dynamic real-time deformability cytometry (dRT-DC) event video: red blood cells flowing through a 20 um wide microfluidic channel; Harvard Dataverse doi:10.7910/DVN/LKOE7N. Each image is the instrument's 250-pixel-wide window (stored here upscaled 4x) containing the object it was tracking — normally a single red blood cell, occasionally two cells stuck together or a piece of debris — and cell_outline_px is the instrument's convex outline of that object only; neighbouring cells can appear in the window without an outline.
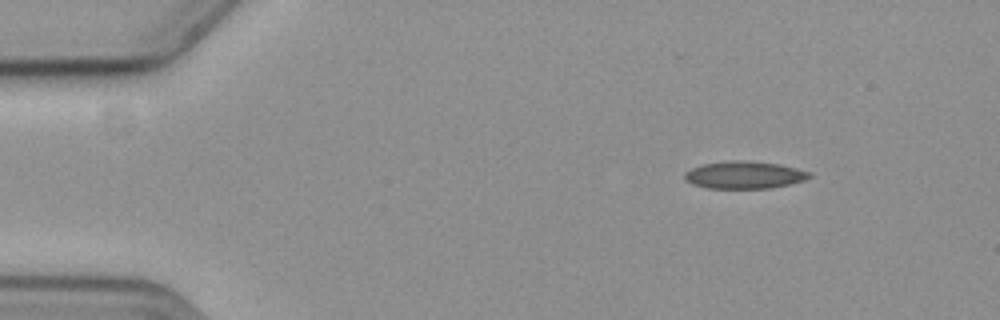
{"species": "common noctule bat (a hibernating species)", "species_latin": "Nyctalus noctula", "temperature_condition": "cold", "stored_images_in_passage": 43, "camera_frame_rate_fps": 3000, "um_per_image_px": 0.085, "animal": {"sex": "female", "body_mass_g": 19.3, "forearm_length_mm": 54.1}, "frame": {"image": 1, "passage_image": 1, "time_ms": 0.0, "image_size_px": [1000, 320], "cell_outline_px": [[812, 176], [804, 180], [788, 184], [768, 188], [708, 188], [692, 184], [684, 180], [684, 172], [700, 164], [728, 160], [752, 160], [780, 164], [796, 168], [808, 172]], "centroid_in_image_um": [63.21, 14.85], "position_along_channel_um": 21.8, "area_um2": 20.06}}
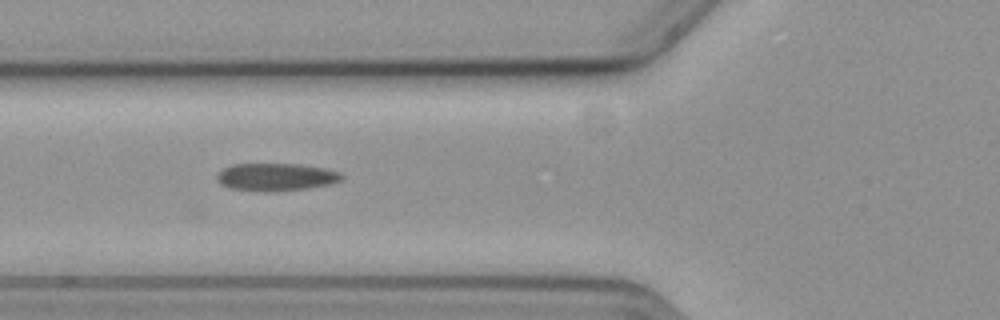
{"frame": {"image": 2, "passage_image": 15, "time_ms": 4.667, "image_size_px": [1000, 320], "cell_outline_px": [[344, 176], [340, 180], [328, 184], [304, 188], [232, 188], [220, 184], [216, 180], [216, 176], [224, 168], [232, 164], [300, 164], [324, 168], [340, 172]], "centroid_in_image_um": [23.47, 14.97], "position_along_channel_um": 102.3, "area_um2": 18.79}}
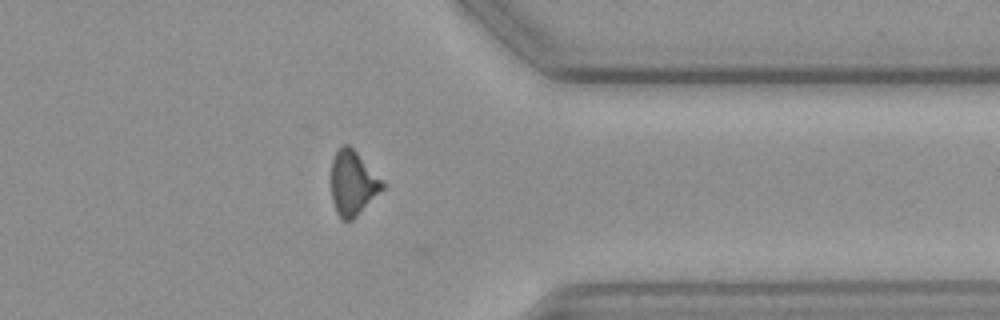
{"frame": {"image": 3, "passage_image": 39, "time_ms": 12.667, "image_size_px": [1000, 320], "cell_outline_px": [[384, 188], [352, 220], [340, 220], [336, 212], [332, 200], [332, 160], [336, 152], [344, 144], [348, 144], [356, 152], [384, 184]], "centroid_in_image_um": [29.96, 15.59], "position_along_channel_um": 381.4, "area_um2": 18.67}, "authors_computed_cell_mechanics": {"area_um2": 19.3052, "velocity_mm_per_s": 3.5948, "shape_relaxation_time_tau1_ms": null, "shape_relaxation_time_tau2_ms": 2.0132, "deformation_change_tau1": null, "deformation_change_tau2": 0.0918}}